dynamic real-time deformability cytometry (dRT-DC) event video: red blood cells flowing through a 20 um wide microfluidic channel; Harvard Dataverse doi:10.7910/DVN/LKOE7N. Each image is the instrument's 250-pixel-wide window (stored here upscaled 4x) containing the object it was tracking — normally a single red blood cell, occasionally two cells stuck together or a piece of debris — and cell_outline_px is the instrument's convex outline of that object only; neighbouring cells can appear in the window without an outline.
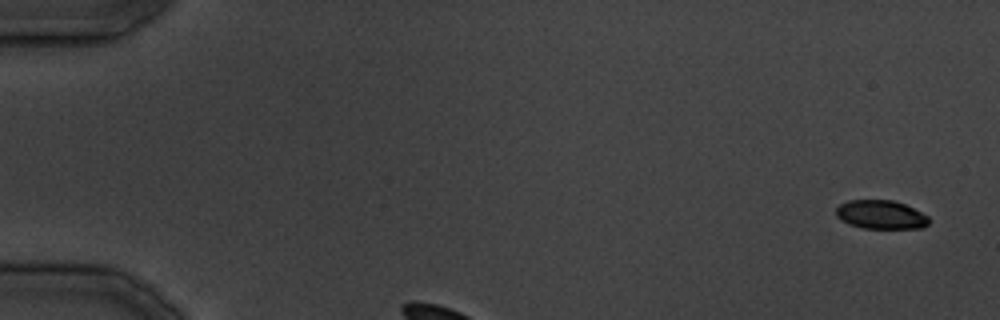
{"species": "common noctule bat (a hibernating species)", "species_latin": "Nyctalus noctula", "temperature_condition": "cold", "stored_images_in_passage": 25, "camera_frame_rate_fps": 3000, "um_per_image_px": 0.085, "animal": {"sex": "male", "body_mass_g": 19.5, "forearm_length_mm": 54.6}, "frame": {"image": 1, "passage_image": 1, "time_ms": 0.0, "image_size_px": [1000, 320], "cell_outline_px": [[928, 224], [924, 228], [864, 228], [848, 224], [840, 220], [836, 216], [836, 208], [840, 204], [848, 200], [892, 200], [904, 204], [928, 216]], "centroid_in_image_um": [74.84, 18.25], "position_along_channel_um": 10.2, "area_um2": 15.49}}